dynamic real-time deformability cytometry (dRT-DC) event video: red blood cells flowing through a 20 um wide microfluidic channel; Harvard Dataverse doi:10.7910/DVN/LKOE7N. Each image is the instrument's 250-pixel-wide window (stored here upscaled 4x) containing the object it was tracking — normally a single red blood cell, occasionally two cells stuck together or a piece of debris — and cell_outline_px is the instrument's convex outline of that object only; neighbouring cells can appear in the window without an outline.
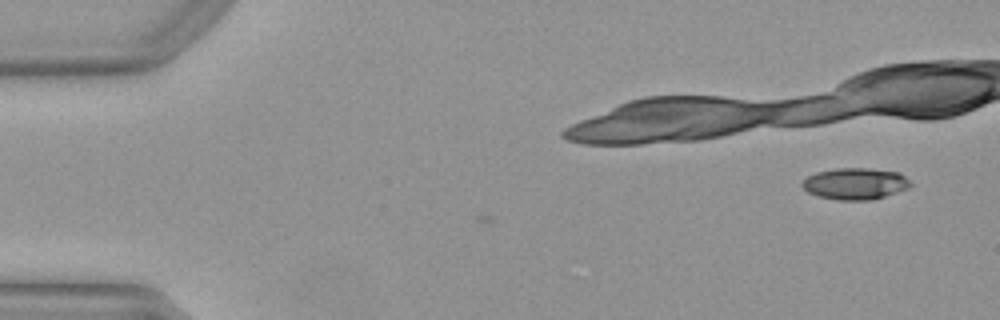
{"species": "Egyptian fruit bat (a non-hibernating species)", "species_latin": "Rousettus aegyptiacus", "temperature_condition": "warm", "stored_images_in_passage": 4, "camera_frame_rate_fps": 3000, "um_per_image_px": 0.085, "animal": {"sex": "female"}, "frame": {"image": 1, "passage_image": 4, "time_ms": 1.0, "image_size_px": [1000, 320], "cell_outline_px": [[912, 184], [908, 188], [872, 200], [836, 200], [816, 196], [808, 192], [800, 184], [808, 176], [816, 172], [836, 168], [868, 168], [900, 172]], "centroid_in_image_um": [72.67, 15.61], "position_along_channel_um": 12.3, "area_um2": 19.94}}